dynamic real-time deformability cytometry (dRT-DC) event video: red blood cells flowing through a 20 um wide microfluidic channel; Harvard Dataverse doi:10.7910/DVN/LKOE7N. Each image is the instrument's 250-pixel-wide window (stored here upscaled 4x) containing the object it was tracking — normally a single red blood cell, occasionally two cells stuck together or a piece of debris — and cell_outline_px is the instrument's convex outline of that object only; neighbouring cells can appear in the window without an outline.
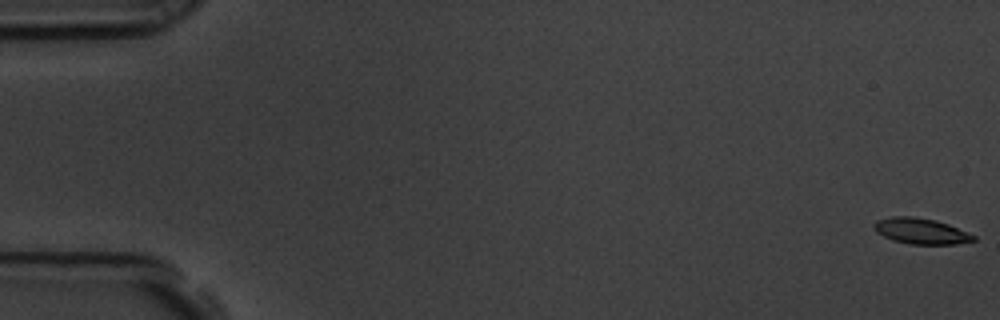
{"species": "common noctule bat (a hibernating species)", "species_latin": "Nyctalus noctula", "temperature_condition": "room temperature", "stored_images_in_passage": 59, "camera_frame_rate_fps": 3000, "um_per_image_px": 0.085, "animal": {"sex": "male", "body_mass_g": 19.5, "forearm_length_mm": 54.6}, "frame": {"image": 1, "passage_image": 1, "time_ms": 0.0, "image_size_px": [1000, 320], "cell_outline_px": [[976, 240], [956, 244], [908, 244], [892, 240], [876, 232], [872, 224], [876, 220], [892, 216], [908, 216], [932, 220], [948, 224], [976, 236]], "centroid_in_image_um": [78.24, 19.65], "position_along_channel_um": 6.8, "area_um2": 14.85}}
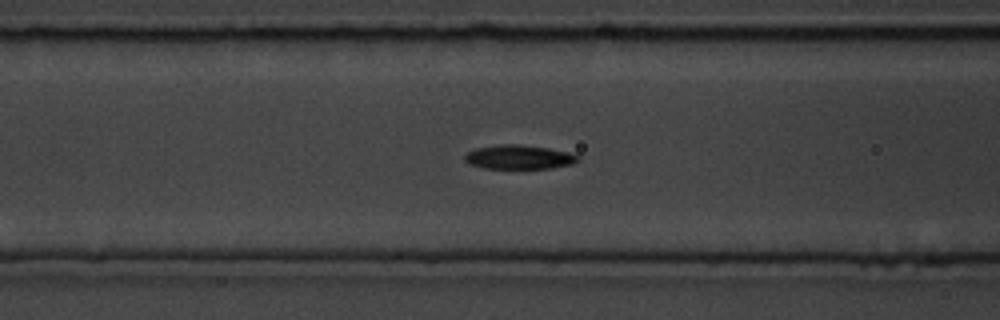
{"frame": {"image": 2, "passage_image": 24, "time_ms": 7.667, "image_size_px": [1000, 320], "cell_outline_px": [[580, 160], [572, 164], [552, 168], [484, 168], [468, 164], [464, 160], [464, 156], [468, 152], [476, 148], [504, 144], [520, 144], [548, 148], [568, 152], [580, 156]], "centroid_in_image_um": [44.12, 13.35], "position_along_channel_um": 122.5, "area_um2": 15.9}}
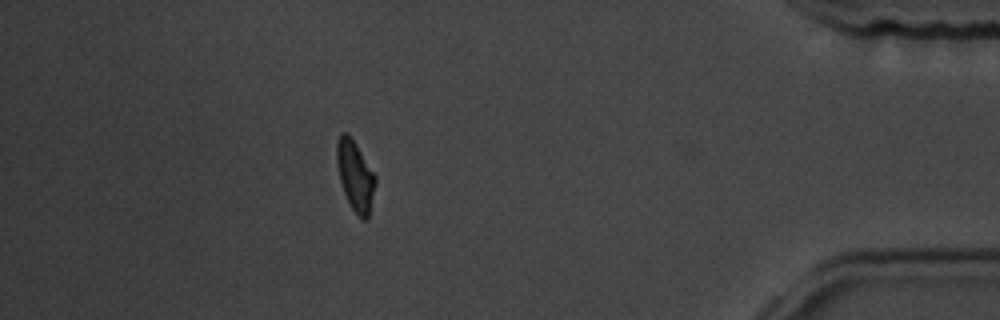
{"frame": {"image": 3, "passage_image": 52, "time_ms": 17.0, "image_size_px": [1000, 320], "cell_outline_px": [[376, 184], [368, 220], [364, 220], [352, 208], [344, 192], [340, 180], [336, 164], [336, 144], [340, 132], [348, 132], [356, 144], [376, 176]], "centroid_in_image_um": [30.19, 14.9], "position_along_channel_um": 405.0, "area_um2": 15.78}, "authors_computed_cell_mechanics": {"area_um2": 15.6638, "velocity_mm_per_s": 3.5349, "shape_relaxation_time_tau1_ms": 3.7955, "shape_relaxation_time_tau2_ms": 4.3098, "deformation_change_tau1": 0.1538, "deformation_change_tau2": 0.094}}